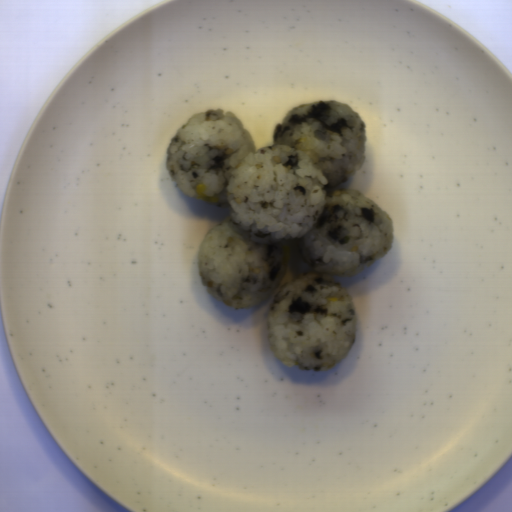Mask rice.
Listing matches in <instances>:
<instances>
[{
	"mask_svg": "<svg viewBox=\"0 0 512 512\" xmlns=\"http://www.w3.org/2000/svg\"><path fill=\"white\" fill-rule=\"evenodd\" d=\"M366 123L347 103L293 107L257 150L232 111L192 114L171 138L166 170L184 195L229 215L211 228L198 253L205 292L236 310L267 300L295 245L312 270L282 286L265 318L271 353L287 368L325 372L342 364L356 339L355 303L334 276L351 278L391 251L390 214L355 188L339 187L365 163ZM200 199V198H199ZM327 297H338L327 302Z\"/></svg>",
	"mask_w": 512,
	"mask_h": 512,
	"instance_id": "652b925c",
	"label": "rice"
}]
</instances>
